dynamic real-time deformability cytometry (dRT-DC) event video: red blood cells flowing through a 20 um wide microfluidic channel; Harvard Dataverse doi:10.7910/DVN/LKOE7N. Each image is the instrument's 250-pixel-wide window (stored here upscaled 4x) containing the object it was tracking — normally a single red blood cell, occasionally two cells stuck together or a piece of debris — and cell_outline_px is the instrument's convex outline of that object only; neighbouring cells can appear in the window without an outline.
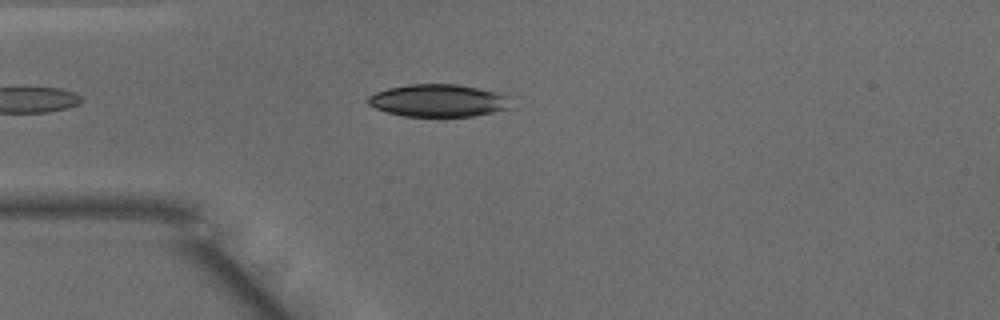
{"species": "common noctule bat (a hibernating species)", "species_latin": "Nyctalus noctula", "temperature_condition": "warm", "stored_images_in_passage": 29, "camera_frame_rate_fps": 3000, "um_per_image_px": 0.085, "animal": {"sex": "male", "body_mass_g": 15.6}, "frame": {"image": 1, "passage_image": 1, "time_ms": 0.0, "image_size_px": [1000, 320], "cell_outline_px": [[512, 108], [472, 116], [404, 116], [388, 112], [376, 108], [368, 104], [364, 100], [368, 96], [376, 92], [388, 88], [412, 84], [456, 84], [476, 88], [512, 96]], "centroid_in_image_um": [37.28, 8.55], "position_along_channel_um": 47.7, "area_um2": 27.11}}
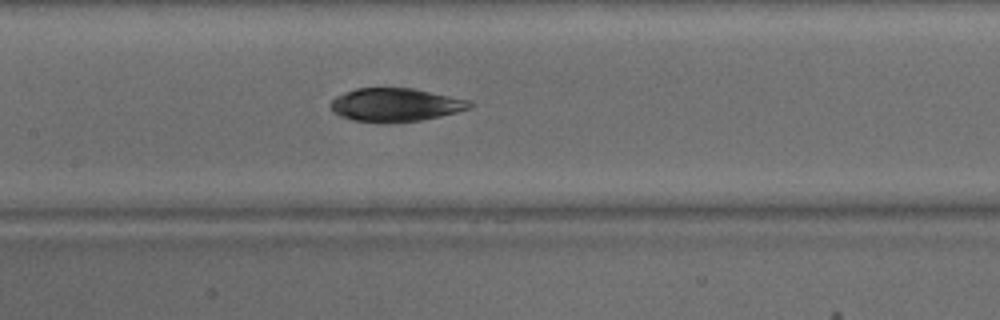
{"frame": {"image": 2, "passage_image": 11, "time_ms": 3.333, "image_size_px": [1000, 320], "cell_outline_px": [[472, 104], [468, 108], [456, 112], [440, 116], [420, 120], [388, 124], [384, 124], [352, 120], [340, 116], [332, 112], [328, 104], [336, 96], [344, 92], [356, 88], [412, 88], [468, 100]], "centroid_in_image_um": [33.52, 8.93], "position_along_channel_um": 173.9, "area_um2": 27.17}}
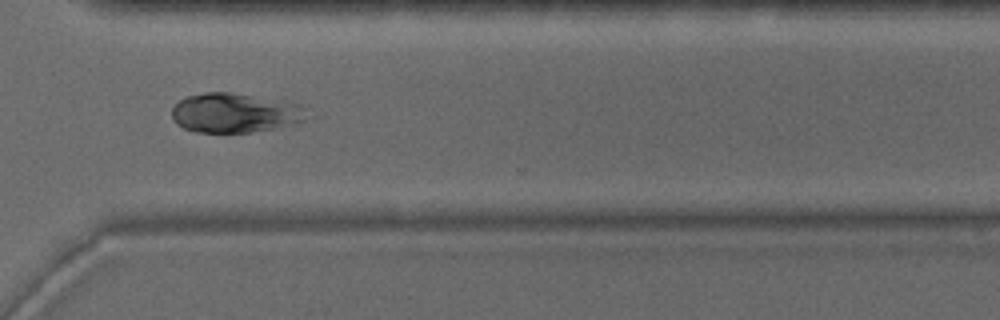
{"frame": {"image": 3, "passage_image": 24, "time_ms": 7.667, "image_size_px": [1000, 320], "cell_outline_px": [[304, 120], [296, 124], [252, 132], [196, 132], [184, 128], [176, 124], [172, 120], [172, 108], [184, 96], [204, 92], [232, 92], [300, 104], [304, 108]], "centroid_in_image_um": [19.9, 9.59], "position_along_channel_um": 350.7, "area_um2": 30.98}, "authors_computed_cell_mechanics": {"area_um2": 28.4954, "velocity_mm_per_s": 4.0887, "shape_relaxation_time_tau1_ms": 3.2191, "shape_relaxation_time_tau2_ms": 2.9139, "deformation_change_tau1": 0.095, "deformation_change_tau2": 0.0699}}